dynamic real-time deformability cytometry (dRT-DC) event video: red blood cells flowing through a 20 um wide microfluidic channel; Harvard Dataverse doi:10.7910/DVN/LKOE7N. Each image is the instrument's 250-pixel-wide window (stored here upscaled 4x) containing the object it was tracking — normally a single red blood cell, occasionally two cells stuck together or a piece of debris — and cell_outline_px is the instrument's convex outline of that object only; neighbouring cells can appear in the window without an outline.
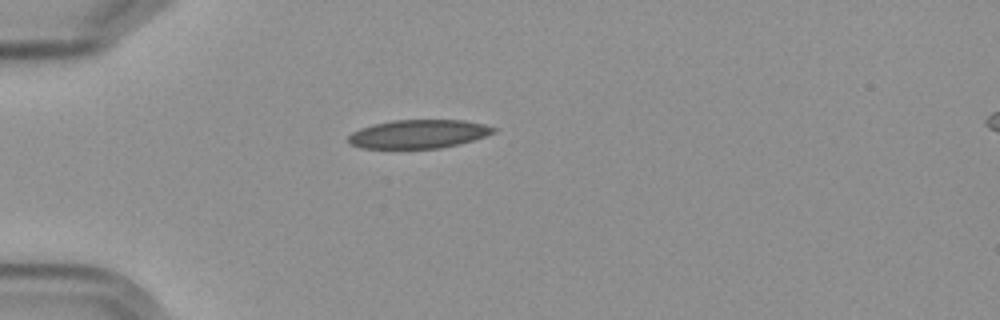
{"species": "Egyptian fruit bat (a non-hibernating species)", "species_latin": "Rousettus aegyptiacus", "temperature_condition": "cold", "stored_images_in_passage": 1, "camera_frame_rate_fps": 3000, "um_per_image_px": 0.085, "frame": {"image": 1, "passage_image": 1, "time_ms": 0.0, "image_size_px": [1000, 320], "cell_outline_px": [[496, 132], [472, 140], [440, 148], [360, 148], [348, 144], [348, 136], [352, 132], [360, 128], [372, 124], [392, 120], [464, 120], [484, 124], [496, 128]], "centroid_in_image_um": [35.52, 11.38], "position_along_channel_um": 49.5, "area_um2": 24.16}}